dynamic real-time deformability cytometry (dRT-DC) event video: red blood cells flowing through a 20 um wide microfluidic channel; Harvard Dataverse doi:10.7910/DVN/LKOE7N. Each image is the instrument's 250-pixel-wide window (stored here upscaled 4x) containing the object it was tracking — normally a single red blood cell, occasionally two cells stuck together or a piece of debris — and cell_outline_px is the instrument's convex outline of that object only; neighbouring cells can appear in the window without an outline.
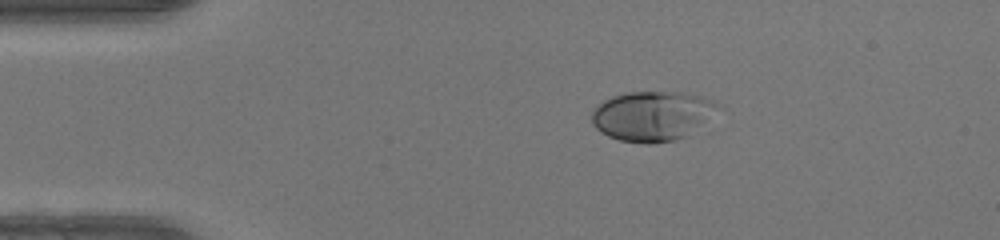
{"species": "human", "species_latin": "Homo sapiens", "temperature_condition": "warm", "stored_images_in_passage": 41, "camera_frame_rate_fps": 3000, "um_per_image_px": 0.085, "donor": {"sex": "female"}, "frame": {"image": 1, "passage_image": 1, "time_ms": 0.0, "image_size_px": [1000, 240], "cell_outline_px": [[724, 108], [688, 136], [676, 140], [652, 144], [644, 144], [620, 140], [608, 136], [600, 132], [592, 124], [592, 112], [604, 100], [612, 96], [628, 92], [688, 92], [704, 96], [724, 104]], "centroid_in_image_um": [55.55, 9.85], "position_along_channel_um": 29.4, "area_um2": 37.45}}
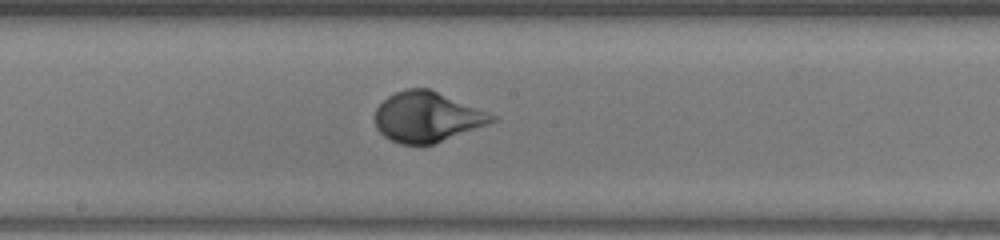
{"frame": {"image": 2, "passage_image": 18, "time_ms": 5.667, "image_size_px": [1000, 240], "cell_outline_px": [[500, 120], [432, 144], [400, 144], [384, 136], [376, 128], [376, 108], [388, 96], [396, 92], [408, 88], [428, 88], [488, 112], [496, 116]], "centroid_in_image_um": [36.31, 9.94], "position_along_channel_um": 211.9, "area_um2": 33.81}}
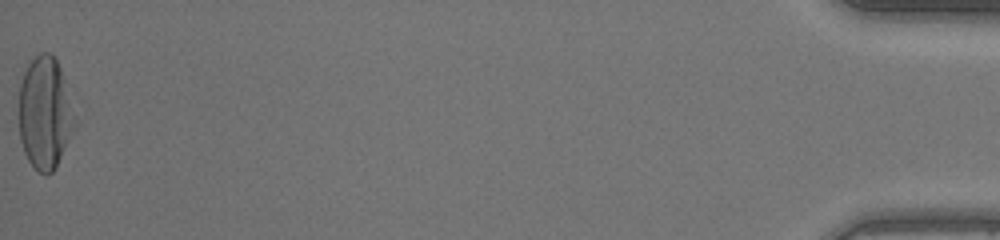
{"frame": {"image": 3, "passage_image": 41, "time_ms": 13.333, "image_size_px": [1000, 240], "cell_outline_px": [[76, 124], [56, 168], [52, 172], [44, 176], [28, 160], [24, 152], [20, 140], [20, 84], [24, 72], [28, 64], [40, 52], [52, 52], [60, 68], [76, 120]], "centroid_in_image_um": [3.82, 9.62], "position_along_channel_um": 431.4, "area_um2": 36.13}, "authors_computed_cell_mechanics": {"area_um2": 33.6396, "velocity_mm_per_s": 4.2403, "shape_relaxation_time_tau1_ms": 2.8268, "shape_relaxation_time_tau2_ms": null, "deformation_change_tau1": 0.2093, "deformation_change_tau2": null}}